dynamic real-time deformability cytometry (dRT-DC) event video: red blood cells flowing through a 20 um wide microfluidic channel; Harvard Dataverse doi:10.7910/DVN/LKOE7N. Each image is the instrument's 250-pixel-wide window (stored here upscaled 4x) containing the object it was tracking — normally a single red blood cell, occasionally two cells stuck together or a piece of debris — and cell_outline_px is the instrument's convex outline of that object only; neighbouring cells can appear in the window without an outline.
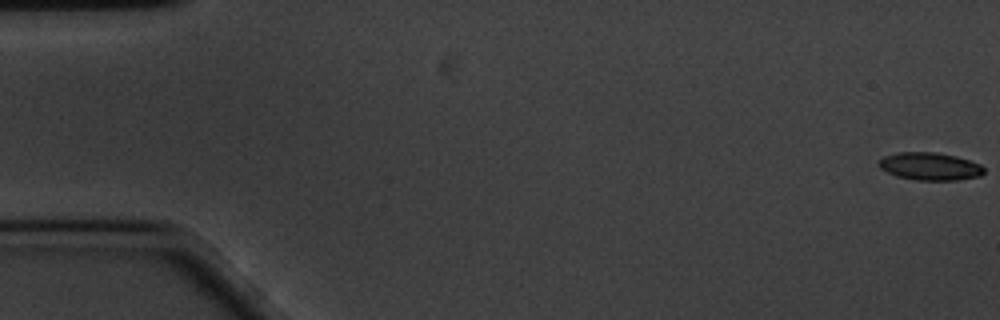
{"species": "common noctule bat (a hibernating species)", "species_latin": "Nyctalus noctula", "temperature_condition": "cold", "stored_images_in_passage": 60, "camera_frame_rate_fps": 3000, "um_per_image_px": 0.085, "animal": {"sex": "male", "body_mass_g": 20.1, "forearm_length_mm": 53.5}, "frame": {"image": 1, "passage_image": 1, "time_ms": 0.0, "image_size_px": [1000, 320], "cell_outline_px": [[984, 172], [980, 176], [956, 180], [916, 180], [896, 176], [880, 168], [880, 160], [884, 156], [896, 152], [936, 152], [956, 156], [980, 164], [984, 168]], "centroid_in_image_um": [79.05, 14.14], "position_along_channel_um": 6.0, "area_um2": 16.88}}
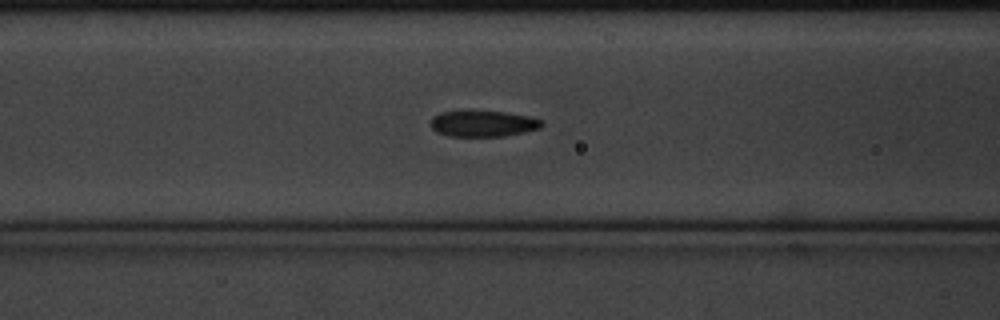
{"frame": {"image": 2, "passage_image": 24, "time_ms": 7.667, "image_size_px": [1000, 320], "cell_outline_px": [[544, 124], [540, 128], [524, 132], [504, 136], [448, 136], [436, 132], [428, 124], [432, 116], [440, 112], [504, 112], [532, 116], [544, 120]], "centroid_in_image_um": [41.07, 10.52], "position_along_channel_um": 125.5, "area_um2": 16.94}}
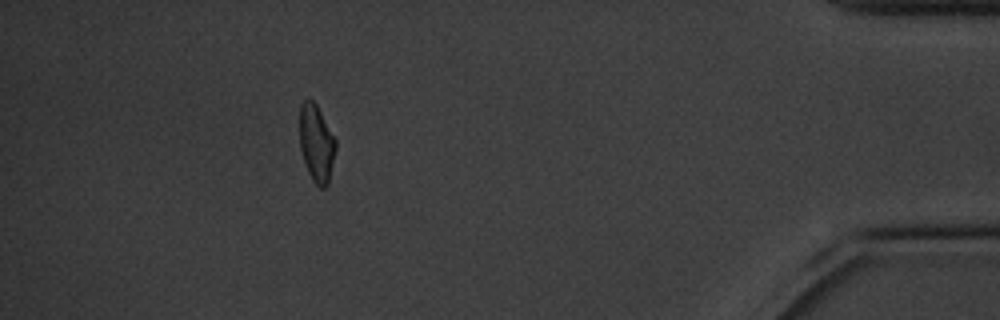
{"frame": {"image": 3, "passage_image": 54, "time_ms": 17.667, "image_size_px": [1000, 320], "cell_outline_px": [[336, 148], [328, 184], [324, 188], [320, 188], [312, 180], [308, 172], [300, 148], [300, 104], [308, 96], [316, 104], [336, 140]], "centroid_in_image_um": [26.89, 12.16], "position_along_channel_um": 408.3, "area_um2": 16.18}, "authors_computed_cell_mechanics": {"area_um2": 16.9065, "velocity_mm_per_s": 3.376, "shape_relaxation_time_tau1_ms": 2.9796, "shape_relaxation_time_tau2_ms": 1.386, "deformation_change_tau1": 0.1108, "deformation_change_tau2": 0.0577}}